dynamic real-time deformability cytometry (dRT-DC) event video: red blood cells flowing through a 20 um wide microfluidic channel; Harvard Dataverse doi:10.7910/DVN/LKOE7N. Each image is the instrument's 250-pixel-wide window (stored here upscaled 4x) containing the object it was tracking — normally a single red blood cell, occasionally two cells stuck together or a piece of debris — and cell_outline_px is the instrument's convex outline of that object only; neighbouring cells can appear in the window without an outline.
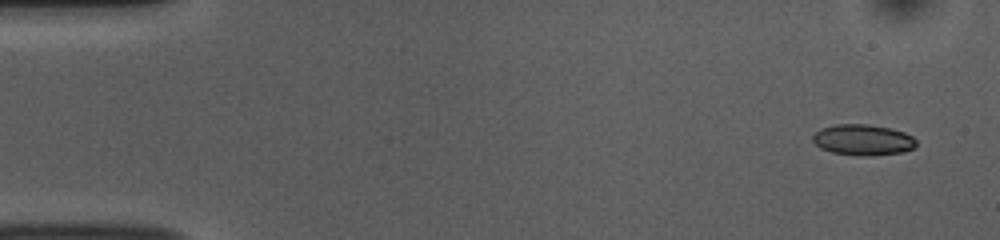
{"species": "common noctule bat (a hibernating species)", "species_latin": "Nyctalus noctula", "temperature_condition": "room temperature", "stored_images_in_passage": 32, "camera_frame_rate_fps": 3000, "um_per_image_px": 0.085, "animal": {"sex": "female", "body_mass_g": 10.0, "forearm_length_mm": 53.1}, "frame": {"image": 1, "passage_image": 1, "time_ms": 0.0, "image_size_px": [1000, 240], "cell_outline_px": [[916, 144], [912, 148], [904, 152], [868, 156], [860, 156], [832, 152], [820, 148], [812, 140], [812, 136], [820, 128], [836, 124], [868, 124], [892, 128], [904, 132], [912, 136], [916, 140]], "centroid_in_image_um": [73.34, 11.88], "position_along_channel_um": 11.7, "area_um2": 18.73}}
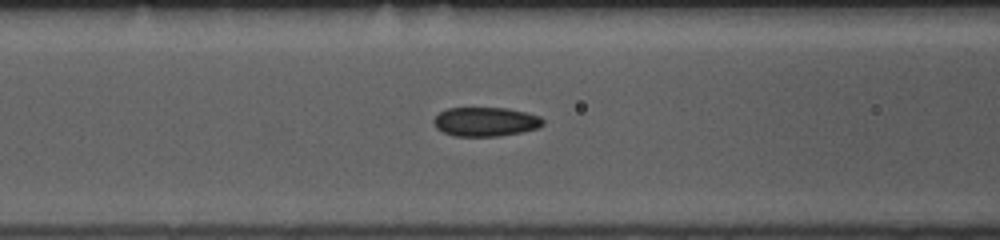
{"frame": {"image": 2, "passage_image": 19, "time_ms": 6.0, "image_size_px": [1000, 240], "cell_outline_px": [[544, 124], [536, 128], [520, 132], [500, 136], [452, 136], [436, 128], [432, 120], [440, 112], [448, 108], [508, 108], [540, 116], [544, 120]], "centroid_in_image_um": [41.25, 10.35], "position_along_channel_um": 125.3, "area_um2": 18.5}}
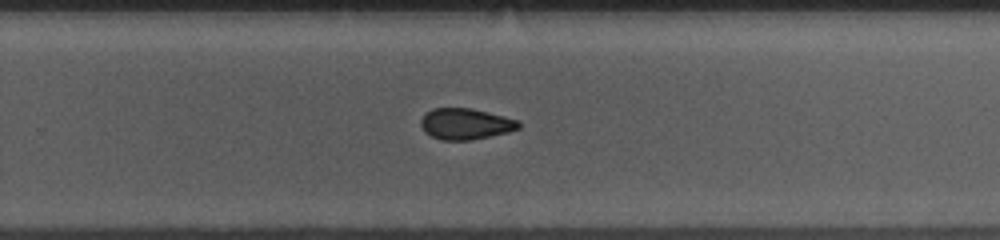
{"frame": {"image": 3, "passage_image": 32, "time_ms": 10.333, "image_size_px": [1000, 240], "cell_outline_px": [[520, 128], [508, 132], [472, 140], [440, 140], [424, 132], [420, 124], [420, 120], [424, 112], [432, 108], [472, 108], [520, 120]], "centroid_in_image_um": [39.55, 10.52], "position_along_channel_um": 290.2, "area_um2": 17.98}}